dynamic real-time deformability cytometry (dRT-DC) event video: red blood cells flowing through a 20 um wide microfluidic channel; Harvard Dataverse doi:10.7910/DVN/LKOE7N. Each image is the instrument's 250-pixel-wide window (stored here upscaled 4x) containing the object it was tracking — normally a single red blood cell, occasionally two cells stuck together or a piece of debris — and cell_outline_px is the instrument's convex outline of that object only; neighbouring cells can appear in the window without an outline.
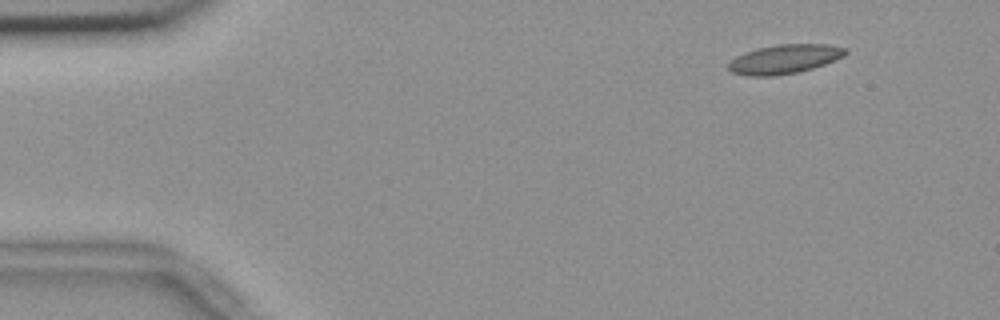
{"species": "common noctule bat (a hibernating species)", "species_latin": "Nyctalus noctula", "temperature_condition": "room temperature", "stored_images_in_passage": 3, "segment_of_instrument_passage": [2, 2], "camera_frame_rate_fps": 3000, "um_per_image_px": 0.085, "animal": {"sex": "female", "body_mass_g": 18.4}, "frame": {"image": 1, "passage_image": 3, "time_ms": 0.667, "image_size_px": [1000, 320], "cell_outline_px": [[848, 52], [844, 56], [824, 64], [812, 68], [796, 72], [772, 76], [748, 76], [732, 72], [728, 68], [728, 64], [736, 56], [744, 52], [756, 48], [776, 44], [828, 44], [848, 48]], "centroid_in_image_um": [66.68, 5.01], "position_along_channel_um": 18.3, "area_um2": 19.88}}